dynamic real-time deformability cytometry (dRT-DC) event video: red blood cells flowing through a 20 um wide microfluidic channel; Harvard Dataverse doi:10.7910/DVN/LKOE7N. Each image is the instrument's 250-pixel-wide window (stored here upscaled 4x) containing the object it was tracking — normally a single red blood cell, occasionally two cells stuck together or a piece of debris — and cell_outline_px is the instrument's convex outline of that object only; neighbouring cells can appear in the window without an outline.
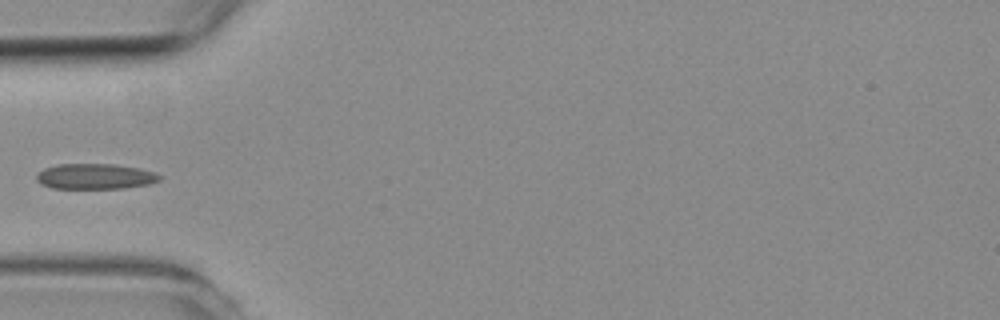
{"species": "common noctule bat (a hibernating species)", "species_latin": "Nyctalus noctula", "temperature_condition": "room temperature", "stored_images_in_passage": 5, "camera_frame_rate_fps": 3000, "um_per_image_px": 0.085, "animal": {"sex": "female", "body_mass_g": 19.3, "forearm_length_mm": 54.1}, "frame": {"image": 1, "passage_image": 5, "time_ms": 4.667, "image_size_px": [1000, 320], "cell_outline_px": [[160, 180], [148, 184], [124, 188], [52, 188], [40, 184], [36, 180], [36, 172], [44, 168], [56, 164], [112, 164], [140, 168], [156, 172], [160, 176]], "centroid_in_image_um": [8.05, 14.99], "position_along_channel_um": 77.0, "area_um2": 18.38}}